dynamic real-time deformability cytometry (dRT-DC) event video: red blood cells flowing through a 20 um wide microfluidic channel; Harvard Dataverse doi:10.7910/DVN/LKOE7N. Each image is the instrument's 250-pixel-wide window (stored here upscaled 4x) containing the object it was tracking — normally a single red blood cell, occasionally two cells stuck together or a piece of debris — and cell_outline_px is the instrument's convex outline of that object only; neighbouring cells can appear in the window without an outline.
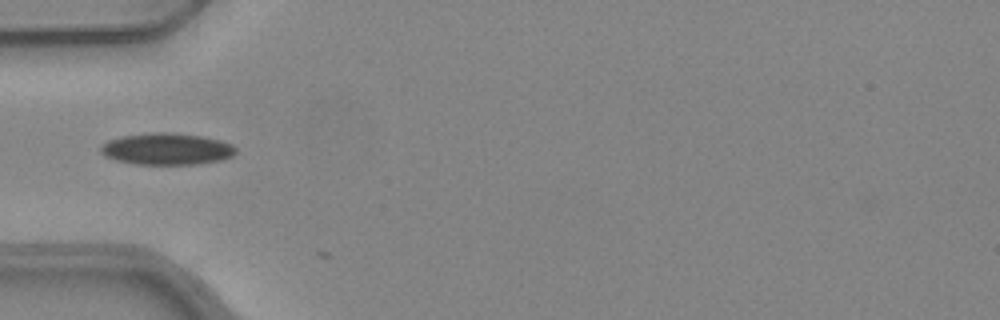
{"species": "common noctule bat (a hibernating species)", "species_latin": "Nyctalus noctula", "temperature_condition": "warm", "stored_images_in_passage": 5, "camera_frame_rate_fps": 3000, "um_per_image_px": 0.085, "animal": {"sex": "female", "body_mass_g": 24.6, "forearm_length_mm": 56.2}, "frame": {"image": 1, "passage_image": 2, "time_ms": 0.333, "image_size_px": [1000, 320], "cell_outline_px": [[236, 152], [232, 156], [220, 160], [196, 164], [136, 164], [116, 160], [104, 156], [100, 152], [100, 144], [108, 140], [120, 136], [152, 132], [168, 132], [200, 136], [220, 140], [232, 144], [236, 148]], "centroid_in_image_um": [14.13, 12.65], "position_along_channel_um": 70.9, "area_um2": 25.03}}
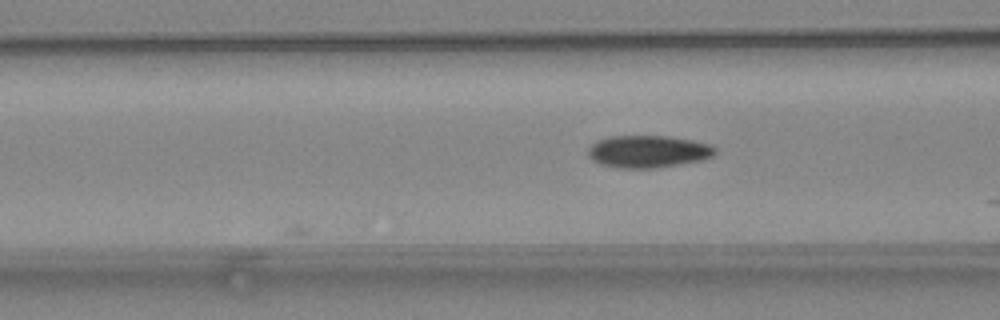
{"frame": {"image": 2, "passage_image": 5, "time_ms": 1.333, "image_size_px": [1000, 320], "cell_outline_px": [[716, 152], [712, 156], [704, 160], [656, 168], [620, 168], [600, 164], [592, 160], [588, 156], [588, 148], [596, 140], [608, 136], [668, 136], [692, 140], [712, 144], [716, 148]], "centroid_in_image_um": [55.09, 12.87], "position_along_channel_um": 111.5, "area_um2": 24.16}}